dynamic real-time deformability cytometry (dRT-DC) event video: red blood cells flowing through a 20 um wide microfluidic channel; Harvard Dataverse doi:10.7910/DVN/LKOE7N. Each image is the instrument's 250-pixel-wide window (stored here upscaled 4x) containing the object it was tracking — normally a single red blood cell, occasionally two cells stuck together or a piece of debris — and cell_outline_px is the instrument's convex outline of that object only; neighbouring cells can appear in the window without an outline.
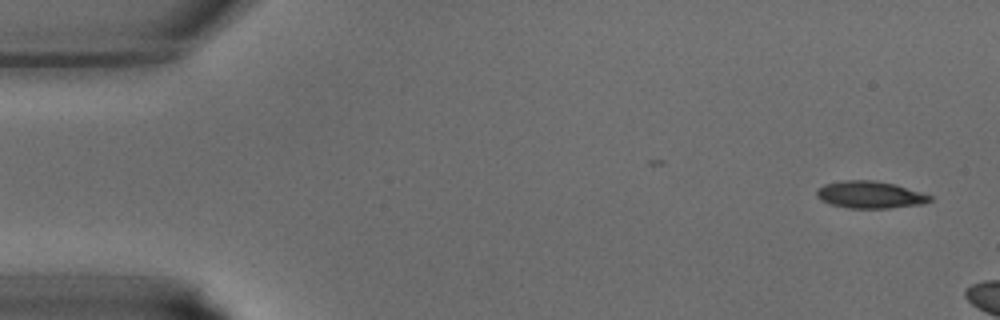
{"species": "common noctule bat (a hibernating species)", "species_latin": "Nyctalus noctula", "temperature_condition": "warm", "stored_images_in_passage": 7, "camera_frame_rate_fps": 3000, "um_per_image_px": 0.085, "animal": {"sex": "male", "body_mass_g": 15.6}, "frame": {"image": 1, "passage_image": 1, "time_ms": 0.0, "image_size_px": [1000, 320], "cell_outline_px": [[932, 200], [924, 204], [888, 208], [848, 208], [832, 204], [820, 200], [816, 196], [816, 188], [824, 184], [844, 180], [872, 180], [896, 184], [932, 196]], "centroid_in_image_um": [73.93, 16.55], "position_along_channel_um": 11.1, "area_um2": 17.98}}